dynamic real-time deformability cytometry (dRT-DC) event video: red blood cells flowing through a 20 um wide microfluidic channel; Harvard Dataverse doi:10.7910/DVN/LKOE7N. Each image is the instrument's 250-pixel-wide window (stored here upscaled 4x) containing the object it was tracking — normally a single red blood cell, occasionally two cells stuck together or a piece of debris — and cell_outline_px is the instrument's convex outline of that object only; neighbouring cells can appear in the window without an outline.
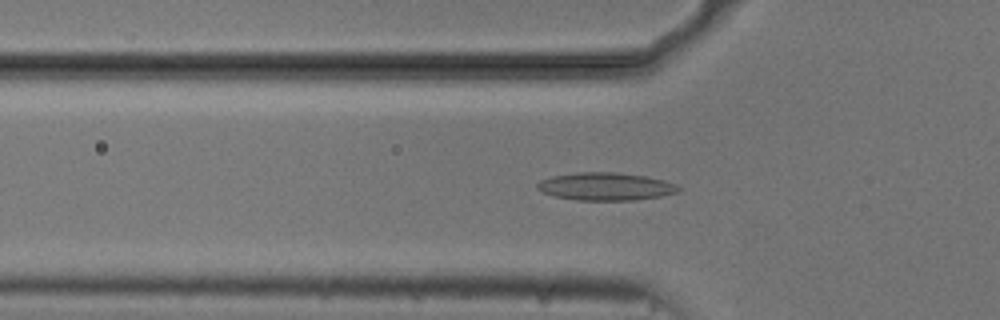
{"species": "common noctule bat (a hibernating species)", "species_latin": "Nyctalus noctula", "temperature_condition": "cold", "stored_images_in_passage": 53, "camera_frame_rate_fps": 3000, "um_per_image_px": 0.085, "animal": {"sex": "male", "body_mass_g": 20.5, "forearm_length_mm": 52.5}, "frame": {"image": 1, "passage_image": 17, "time_ms": 5.333, "image_size_px": [1000, 320], "cell_outline_px": [[680, 188], [676, 192], [660, 196], [632, 200], [576, 200], [552, 196], [540, 192], [536, 188], [536, 184], [540, 180], [552, 176], [576, 172], [616, 172], [644, 176], [664, 180], [676, 184]], "centroid_in_image_um": [51.4, 15.85], "position_along_channel_um": 74.4, "area_um2": 22.89}}
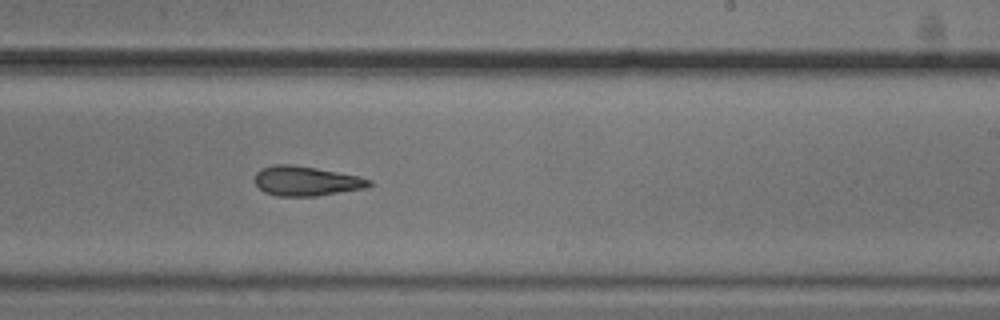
{"frame": {"image": 2, "passage_image": 32, "time_ms": 10.333, "image_size_px": [1000, 320], "cell_outline_px": [[372, 184], [368, 188], [316, 196], [276, 196], [264, 192], [256, 184], [256, 172], [260, 168], [272, 164], [292, 164], [316, 168], [356, 176], [372, 180]], "centroid_in_image_um": [26.01, 15.39], "position_along_channel_um": 263.0, "area_um2": 19.77}}
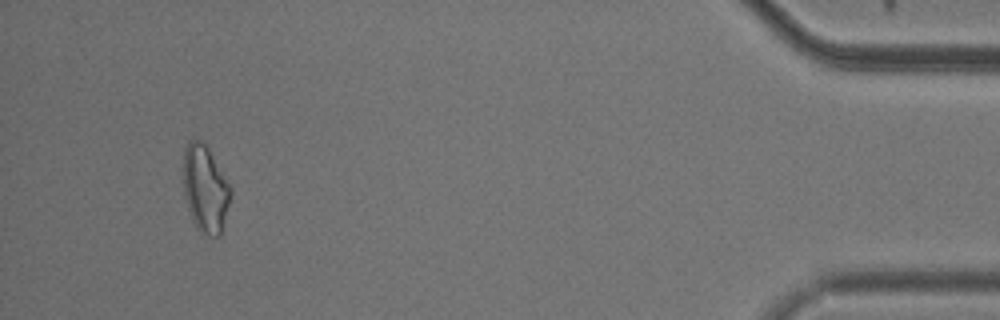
{"frame": {"image": 3, "passage_image": 50, "time_ms": 16.333, "image_size_px": [1000, 320], "cell_outline_px": [[232, 192], [220, 236], [208, 236], [196, 228], [192, 220], [184, 196], [184, 148], [188, 140], [204, 140], [232, 188]], "centroid_in_image_um": [17.45, 16.03], "position_along_channel_um": 417.8, "area_um2": 24.1}, "authors_computed_cell_mechanics": {"area_um2": 20.9236, "velocity_mm_per_s": 3.7576, "shape_relaxation_time_tau1_ms": null, "shape_relaxation_time_tau2_ms": 5.9636, "deformation_change_tau1": null, "deformation_change_tau2": 0.1612}}